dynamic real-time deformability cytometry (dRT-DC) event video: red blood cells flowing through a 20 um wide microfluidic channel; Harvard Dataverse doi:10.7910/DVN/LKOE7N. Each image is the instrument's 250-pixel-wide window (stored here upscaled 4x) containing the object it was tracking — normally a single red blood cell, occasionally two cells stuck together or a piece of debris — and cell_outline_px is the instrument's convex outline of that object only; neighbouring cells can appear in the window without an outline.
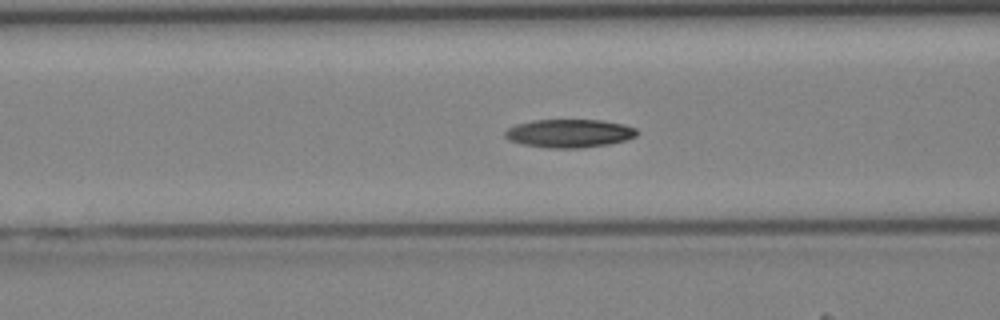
{"species": "Egyptian fruit bat (a non-hibernating species)", "species_latin": "Rousettus aegyptiacus", "temperature_condition": "cold", "stored_images_in_passage": 43, "camera_frame_rate_fps": 3000, "um_per_image_px": 0.085, "animal": {"sex": "female"}, "frame": {"image": 1, "passage_image": 17, "time_ms": 5.333, "image_size_px": [1000, 320], "cell_outline_px": [[640, 132], [636, 136], [624, 140], [608, 144], [580, 148], [548, 148], [520, 144], [508, 140], [504, 136], [504, 132], [508, 128], [516, 124], [532, 120], [600, 120], [624, 124], [636, 128]], "centroid_in_image_um": [48.37, 11.33], "position_along_channel_um": 118.2, "area_um2": 21.91}}
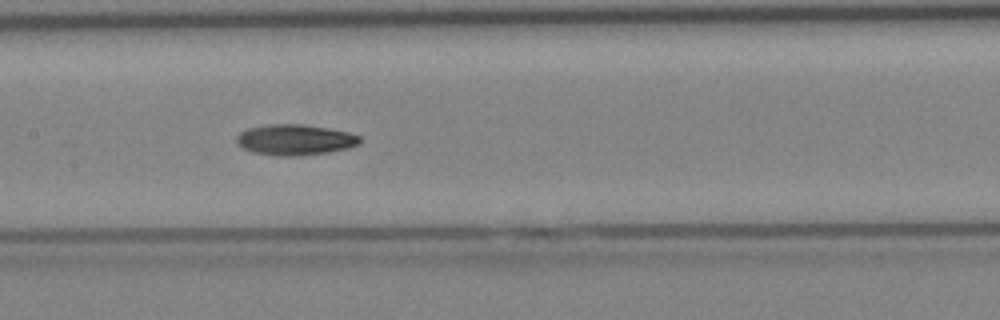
{"frame": {"image": 2, "passage_image": 21, "time_ms": 6.667, "image_size_px": [1000, 320], "cell_outline_px": [[360, 140], [356, 144], [348, 148], [328, 152], [288, 156], [280, 156], [256, 152], [244, 148], [236, 144], [236, 136], [240, 132], [248, 128], [268, 124], [304, 124], [328, 128], [348, 132], [360, 136]], "centroid_in_image_um": [25.04, 11.86], "position_along_channel_um": 182.4, "area_um2": 21.79}}
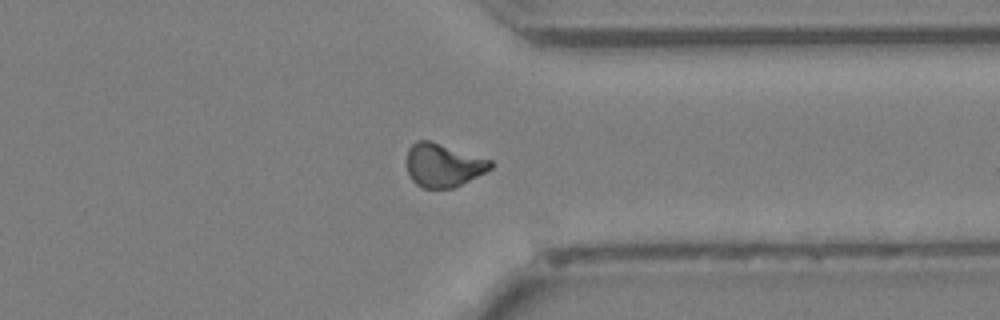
{"frame": {"image": 3, "passage_image": 33, "time_ms": 10.667, "image_size_px": [1000, 320], "cell_outline_px": [[492, 168], [452, 188], [420, 188], [412, 180], [408, 172], [408, 148], [416, 140], [428, 140], [492, 160]], "centroid_in_image_um": [37.65, 14.04], "position_along_channel_um": 373.8, "area_um2": 20.81}}